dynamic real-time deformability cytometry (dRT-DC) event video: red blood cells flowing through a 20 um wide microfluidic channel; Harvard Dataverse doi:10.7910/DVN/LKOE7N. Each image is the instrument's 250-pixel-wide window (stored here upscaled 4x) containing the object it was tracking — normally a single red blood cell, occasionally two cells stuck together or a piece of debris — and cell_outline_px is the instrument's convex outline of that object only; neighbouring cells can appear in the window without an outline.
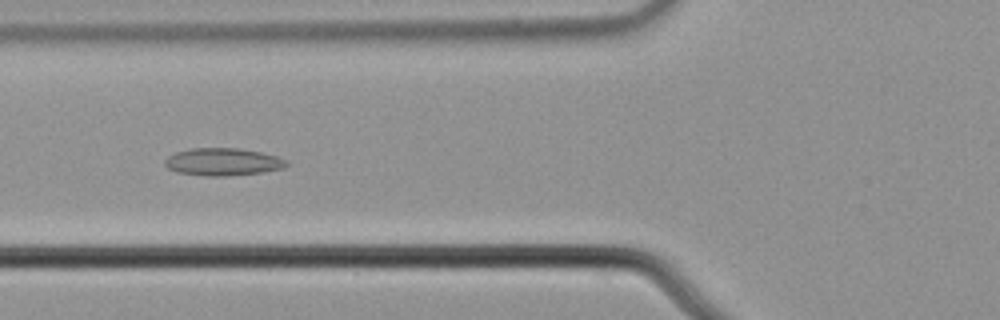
{"species": "common noctule bat (a hibernating species)", "species_latin": "Nyctalus noctula", "temperature_condition": "cold", "stored_images_in_passage": 8, "camera_frame_rate_fps": 3000, "um_per_image_px": 0.085, "animal": {"sex": "male", "body_mass_g": 21.5, "forearm_length_mm": 52.0}, "frame": {"image": 1, "passage_image": 5, "time_ms": 1.333, "image_size_px": [1000, 320], "cell_outline_px": [[288, 164], [284, 168], [260, 172], [228, 176], [204, 176], [176, 172], [168, 168], [164, 164], [164, 160], [168, 156], [176, 152], [192, 148], [236, 148], [260, 152], [276, 156], [288, 160]], "centroid_in_image_um": [18.92, 13.76], "position_along_channel_um": 106.9, "area_um2": 19.48}}
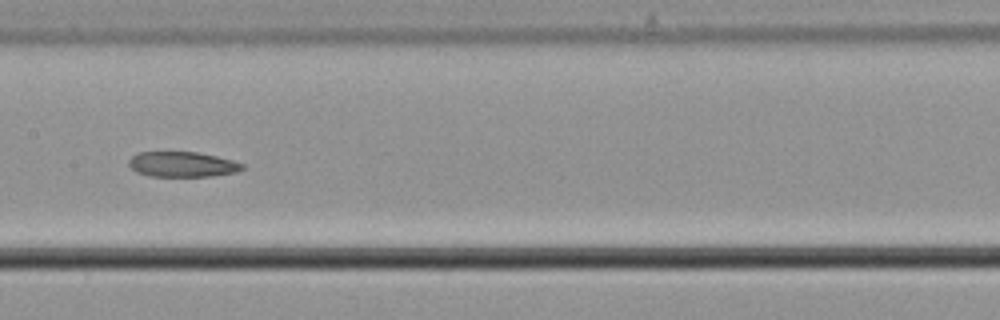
{"frame": {"image": 2, "passage_image": 7, "time_ms": 2.0, "image_size_px": [1000, 320], "cell_outline_px": [[244, 168], [236, 172], [212, 176], [148, 176], [136, 172], [128, 164], [128, 160], [136, 152], [196, 152], [216, 156], [232, 160], [244, 164]], "centroid_in_image_um": [15.47, 13.97], "position_along_channel_um": 191.9, "area_um2": 16.7}}
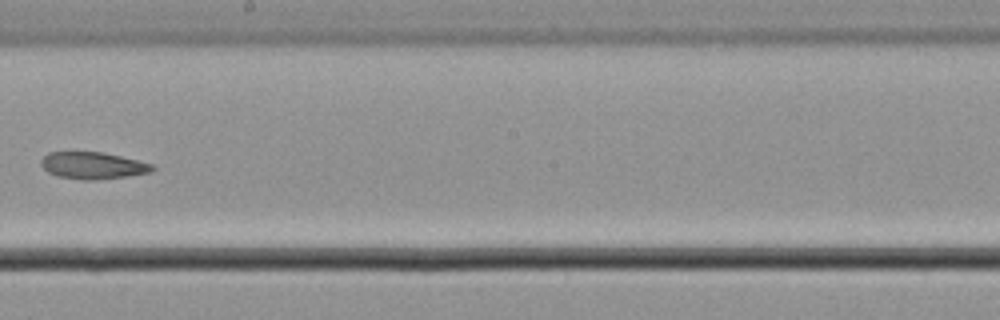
{"frame": {"image": 3, "passage_image": 8, "time_ms": 2.333, "image_size_px": [1000, 320], "cell_outline_px": [[156, 168], [152, 172], [128, 176], [92, 180], [80, 180], [56, 176], [48, 172], [40, 164], [40, 160], [48, 152], [104, 152], [152, 164]], "centroid_in_image_um": [7.87, 14.07], "position_along_channel_um": 240.3, "area_um2": 17.51}}